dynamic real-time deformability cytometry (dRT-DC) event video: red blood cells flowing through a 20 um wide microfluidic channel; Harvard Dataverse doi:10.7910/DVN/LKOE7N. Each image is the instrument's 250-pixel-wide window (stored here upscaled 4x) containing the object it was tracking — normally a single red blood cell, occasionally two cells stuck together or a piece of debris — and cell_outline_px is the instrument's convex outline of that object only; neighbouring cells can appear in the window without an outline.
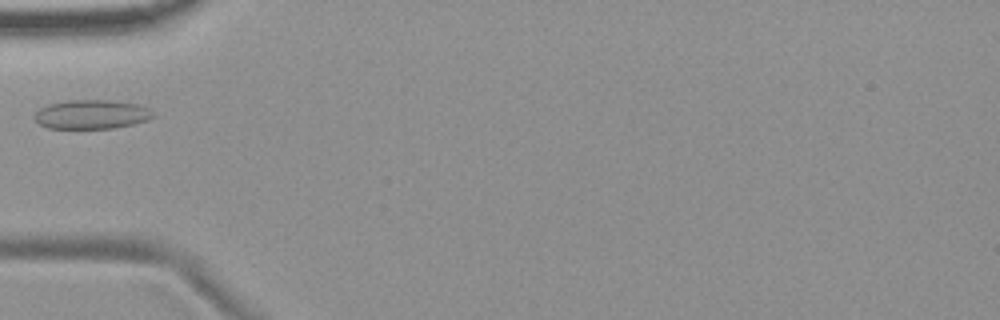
{"species": "common noctule bat (a hibernating species)", "species_latin": "Nyctalus noctula", "temperature_condition": "room temperature", "stored_images_in_passage": 5, "camera_frame_rate_fps": 3000, "um_per_image_px": 0.085, "animal": {"sex": "female", "body_mass_g": 19.9}, "frame": {"image": 1, "passage_image": 4, "time_ms": 3.667, "image_size_px": [1000, 320], "cell_outline_px": [[152, 116], [148, 120], [132, 124], [112, 128], [48, 128], [40, 124], [32, 116], [40, 108], [48, 104], [68, 100], [108, 100], [136, 104], [148, 108], [152, 112]], "centroid_in_image_um": [7.74, 9.72], "position_along_channel_um": 77.3, "area_um2": 19.88}}
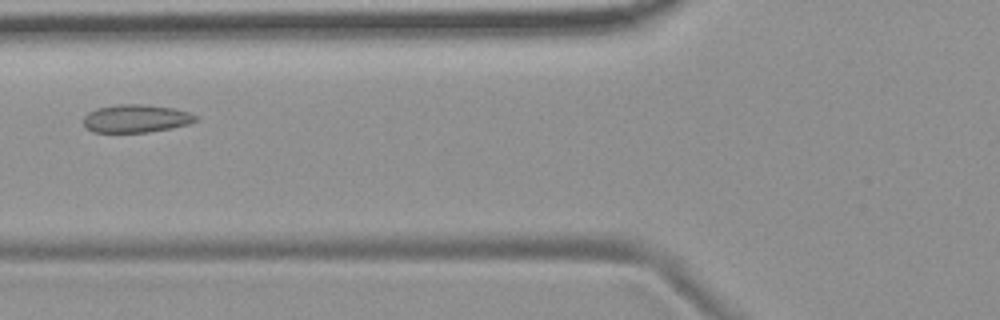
{"frame": {"image": 2, "passage_image": 5, "time_ms": 4.667, "image_size_px": [1000, 320], "cell_outline_px": [[200, 120], [188, 124], [148, 132], [92, 132], [84, 124], [84, 116], [88, 112], [96, 108], [116, 104], [140, 104], [172, 108], [188, 112], [196, 116]], "centroid_in_image_um": [11.54, 10.07], "position_along_channel_um": 114.3, "area_um2": 18.15}}